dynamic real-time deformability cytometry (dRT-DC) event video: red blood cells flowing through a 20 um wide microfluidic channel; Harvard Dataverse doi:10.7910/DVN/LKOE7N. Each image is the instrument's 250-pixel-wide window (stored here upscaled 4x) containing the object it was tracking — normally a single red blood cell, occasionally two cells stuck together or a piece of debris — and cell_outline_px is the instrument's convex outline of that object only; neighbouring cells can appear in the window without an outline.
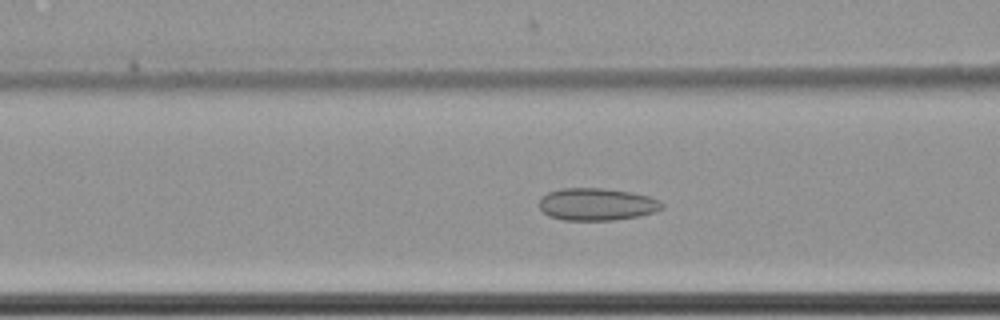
{"species": "common noctule bat (a hibernating species)", "species_latin": "Nyctalus noctula", "temperature_condition": "cold", "stored_images_in_passage": 52, "camera_frame_rate_fps": 3000, "um_per_image_px": 0.085, "animal": {"sex": "female", "body_mass_g": 22.7, "forearm_length_mm": 54.2}, "frame": {"image": 1, "passage_image": 17, "time_ms": 5.333, "image_size_px": [1000, 320], "cell_outline_px": [[664, 208], [656, 212], [640, 216], [612, 220], [564, 220], [548, 216], [540, 208], [540, 196], [548, 192], [560, 188], [604, 188], [632, 192], [648, 196], [660, 200], [664, 204]], "centroid_in_image_um": [50.75, 17.36], "position_along_channel_um": 115.8, "area_um2": 23.41}}
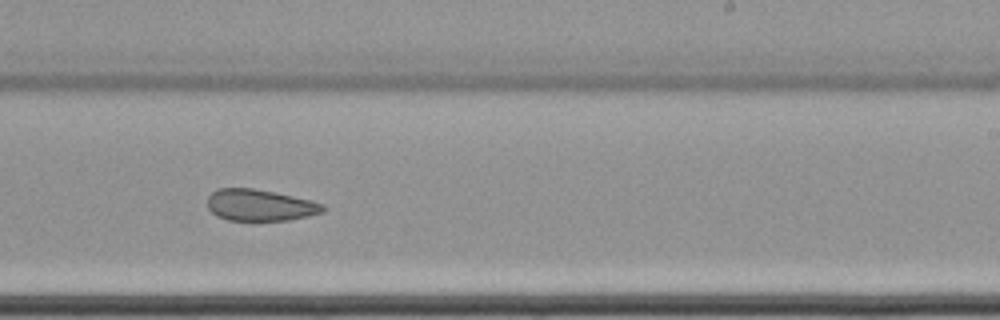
{"frame": {"image": 2, "passage_image": 30, "time_ms": 9.667, "image_size_px": [1000, 320], "cell_outline_px": [[328, 208], [324, 212], [308, 216], [288, 220], [228, 220], [216, 216], [208, 208], [208, 196], [216, 188], [252, 188], [276, 192], [324, 204]], "centroid_in_image_um": [22.1, 17.43], "position_along_channel_um": 266.9, "area_um2": 21.27}}
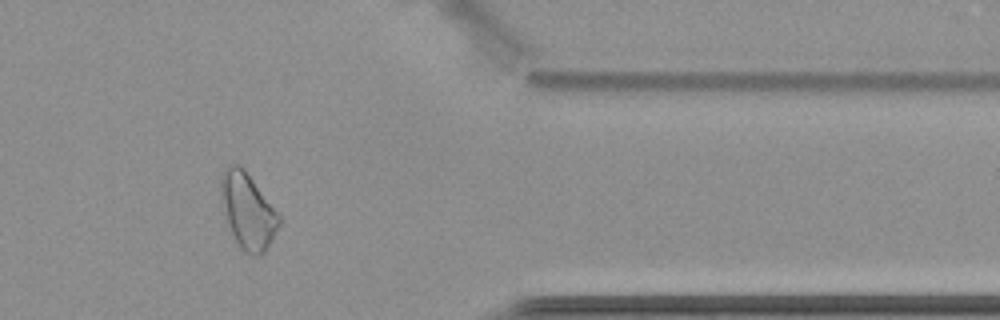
{"frame": {"image": 3, "passage_image": 42, "time_ms": 13.667, "image_size_px": [1000, 320], "cell_outline_px": [[280, 224], [272, 240], [264, 252], [260, 256], [252, 256], [244, 252], [240, 248], [224, 220], [220, 200], [220, 176], [224, 168], [228, 164], [240, 164], [244, 168], [280, 216]], "centroid_in_image_um": [21.0, 17.92], "position_along_channel_um": 390.4, "area_um2": 26.07}, "authors_computed_cell_mechanics": {"area_um2": 24.0159, "velocity_mm_per_s": 3.4876, "shape_relaxation_time_tau1_ms": null, "shape_relaxation_time_tau2_ms": 5.3532, "deformation_change_tau1": null, "deformation_change_tau2": 0.1085}}